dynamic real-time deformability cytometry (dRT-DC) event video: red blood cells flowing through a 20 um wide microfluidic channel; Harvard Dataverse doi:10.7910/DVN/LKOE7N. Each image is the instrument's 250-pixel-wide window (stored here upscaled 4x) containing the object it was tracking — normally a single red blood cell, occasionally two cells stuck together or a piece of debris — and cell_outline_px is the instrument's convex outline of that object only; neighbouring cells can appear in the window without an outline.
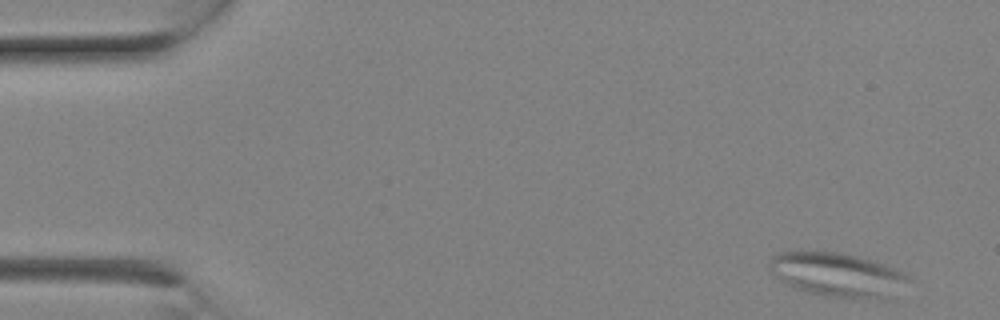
{"species": "Egyptian fruit bat (a non-hibernating species)", "species_latin": "Rousettus aegyptiacus", "temperature_condition": "room temperature", "stored_images_in_passage": 3, "camera_frame_rate_fps": 3000, "um_per_image_px": 0.085, "animal": {"sex": "female"}, "frame": {"image": 1, "passage_image": 1, "time_ms": 0.0, "image_size_px": [1000, 320], "cell_outline_px": [[912, 280], [896, 300], [884, 300], [828, 296], [808, 292], [796, 288], [780, 280], [768, 268], [768, 264], [772, 256], [776, 252], [800, 248], [844, 252], [884, 264], [904, 272]], "centroid_in_image_um": [71.24, 23.33], "position_along_channel_um": 13.8, "area_um2": 37.4}}